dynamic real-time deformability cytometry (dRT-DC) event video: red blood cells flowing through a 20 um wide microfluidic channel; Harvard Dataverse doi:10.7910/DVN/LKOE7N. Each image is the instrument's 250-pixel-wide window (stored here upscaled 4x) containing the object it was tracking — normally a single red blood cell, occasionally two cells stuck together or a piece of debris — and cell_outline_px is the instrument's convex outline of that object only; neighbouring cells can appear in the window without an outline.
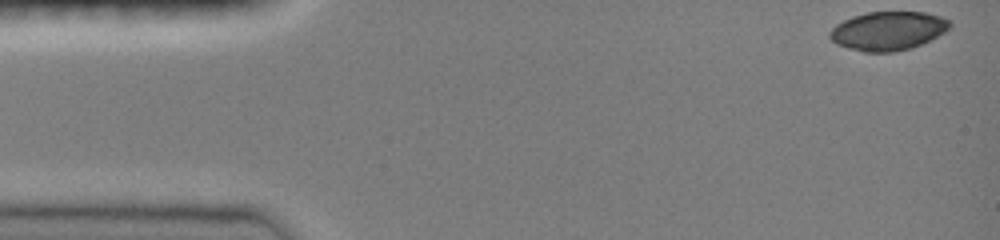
{"species": "common noctule bat (a hibernating species)", "species_latin": "Nyctalus noctula", "temperature_condition": "room temperature", "stored_images_in_passage": 43, "camera_frame_rate_fps": 3000, "um_per_image_px": 0.085, "animal": {"sex": "female", "body_mass_g": 19.0, "forearm_length_mm": 51.5}, "frame": {"image": 1, "passage_image": 1, "time_ms": 0.0, "image_size_px": [1000, 240], "cell_outline_px": [[952, 28], [912, 48], [896, 52], [864, 52], [848, 48], [836, 44], [828, 36], [828, 32], [836, 24], [852, 16], [868, 12], [924, 12], [940, 16], [948, 20], [952, 24]], "centroid_in_image_um": [75.46, 2.62], "position_along_channel_um": 9.5, "area_um2": 27.17}}
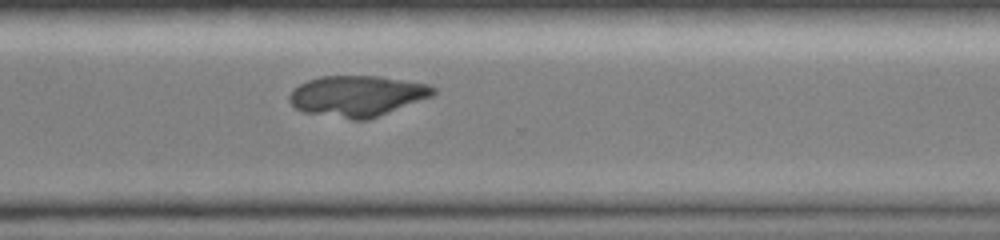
{"frame": {"image": 2, "passage_image": 34, "time_ms": 11.0, "image_size_px": [1000, 240], "cell_outline_px": [[436, 92], [432, 96], [368, 120], [352, 120], [304, 112], [296, 108], [288, 100], [288, 96], [300, 84], [308, 80], [320, 76], [380, 76], [428, 84], [436, 88]], "centroid_in_image_um": [30.37, 8.16], "position_along_channel_um": 340.2, "area_um2": 34.16}}
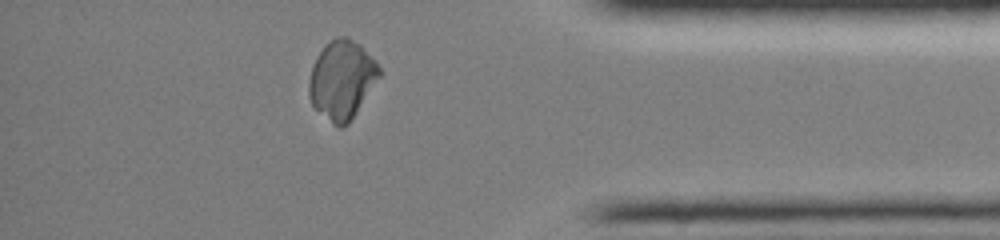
{"frame": {"image": 3, "passage_image": 40, "time_ms": 13.0, "image_size_px": [1000, 240], "cell_outline_px": [[380, 76], [348, 124], [340, 128], [332, 124], [312, 104], [308, 96], [308, 84], [312, 68], [316, 56], [324, 44], [336, 36], [348, 36], [360, 44], [380, 68]], "centroid_in_image_um": [29.03, 6.75], "position_along_channel_um": 406.2, "area_um2": 32.02}}